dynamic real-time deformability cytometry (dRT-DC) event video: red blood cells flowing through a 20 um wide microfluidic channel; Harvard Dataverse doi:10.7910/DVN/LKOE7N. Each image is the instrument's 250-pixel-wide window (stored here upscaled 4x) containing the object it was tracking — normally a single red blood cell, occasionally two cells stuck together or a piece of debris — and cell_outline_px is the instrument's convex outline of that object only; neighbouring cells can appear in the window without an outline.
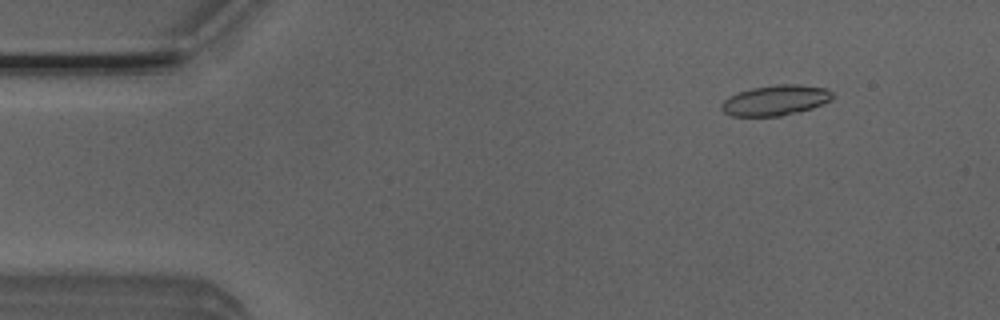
{"species": "Egyptian fruit bat (a non-hibernating species)", "species_latin": "Rousettus aegyptiacus", "temperature_condition": "room temperature", "stored_images_in_passage": 6, "camera_frame_rate_fps": 3000, "um_per_image_px": 0.085, "animal": {"sex": "male"}, "frame": {"image": 1, "passage_image": 2, "time_ms": 0.333, "image_size_px": [1000, 320], "cell_outline_px": [[832, 100], [812, 108], [780, 116], [732, 116], [724, 112], [720, 108], [720, 104], [728, 96], [752, 88], [776, 84], [800, 84], [824, 88], [832, 92]], "centroid_in_image_um": [65.89, 8.52], "position_along_channel_um": 19.1, "area_um2": 19.59}}